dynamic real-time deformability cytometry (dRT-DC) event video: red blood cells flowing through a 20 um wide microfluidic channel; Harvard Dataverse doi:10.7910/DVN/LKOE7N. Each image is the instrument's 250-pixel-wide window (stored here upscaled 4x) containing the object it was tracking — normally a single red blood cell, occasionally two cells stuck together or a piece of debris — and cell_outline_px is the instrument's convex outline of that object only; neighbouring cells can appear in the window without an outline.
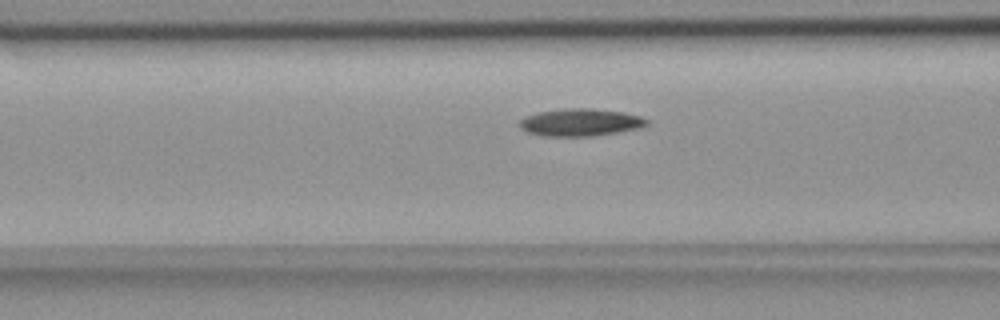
{"species": "common noctule bat (a hibernating species)", "species_latin": "Nyctalus noctula", "temperature_condition": "room temperature", "stored_images_in_passage": 37, "camera_frame_rate_fps": 3000, "um_per_image_px": 0.085, "animal": {"sex": "female", "body_mass_g": 18.4}, "frame": {"image": 1, "passage_image": 9, "time_ms": 2.667, "image_size_px": [1000, 320], "cell_outline_px": [[648, 124], [640, 128], [592, 136], [540, 136], [528, 132], [520, 128], [520, 120], [524, 116], [540, 112], [564, 108], [592, 108], [624, 112], [640, 116], [648, 120]], "centroid_in_image_um": [49.32, 10.4], "position_along_channel_um": 117.3, "area_um2": 20.35}}
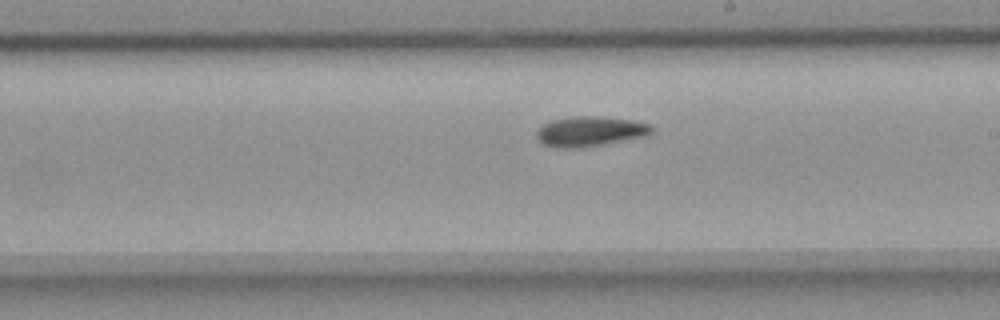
{"frame": {"image": 2, "passage_image": 19, "time_ms": 6.0, "image_size_px": [1000, 320], "cell_outline_px": [[656, 128], [648, 136], [580, 148], [556, 148], [540, 144], [536, 140], [536, 132], [544, 124], [552, 120], [572, 116], [600, 116], [632, 120], [652, 124]], "centroid_in_image_um": [50.17, 11.17], "position_along_channel_um": 238.8, "area_um2": 20.52}}
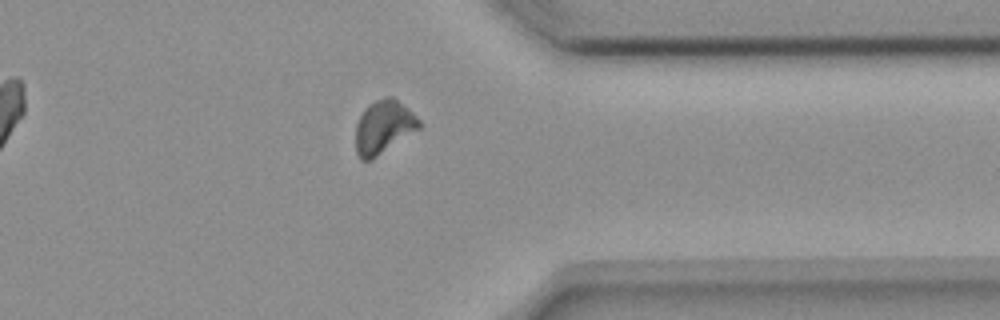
{"frame": {"image": 3, "passage_image": 31, "time_ms": 10.0, "image_size_px": [1000, 320], "cell_outline_px": [[420, 128], [372, 160], [360, 160], [356, 152], [356, 124], [364, 108], [368, 104], [384, 96], [392, 96], [408, 108], [420, 120]], "centroid_in_image_um": [32.59, 10.79], "position_along_channel_um": 378.8, "area_um2": 19.77}, "authors_computed_cell_mechanics": {"area_um2": 19.652, "velocity_mm_per_s": 3.6615, "shape_relaxation_time_tau1_ms": 6.524, "shape_relaxation_time_tau2_ms": 7.8227, "deformation_change_tau1": 0.1556, "deformation_change_tau2": 0.1247}}